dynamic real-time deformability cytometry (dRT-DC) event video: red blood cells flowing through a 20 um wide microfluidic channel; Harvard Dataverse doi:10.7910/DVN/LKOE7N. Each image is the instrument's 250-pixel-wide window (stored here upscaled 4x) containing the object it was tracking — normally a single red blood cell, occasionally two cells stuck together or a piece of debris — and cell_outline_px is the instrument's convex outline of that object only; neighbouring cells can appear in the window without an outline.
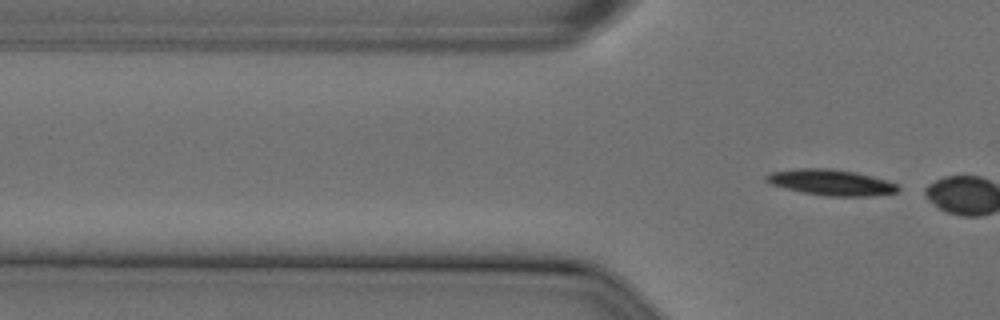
{"species": "Egyptian fruit bat (a non-hibernating species)", "species_latin": "Rousettus aegyptiacus", "temperature_condition": "cold", "stored_images_in_passage": 15, "camera_frame_rate_fps": 3000, "um_per_image_px": 0.085, "animal": {"sex": "female"}, "frame": {"image": 1, "passage_image": 15, "time_ms": 4.667, "image_size_px": [1000, 320], "cell_outline_px": [[900, 188], [896, 192], [872, 196], [828, 196], [804, 192], [784, 188], [772, 184], [764, 180], [764, 176], [772, 172], [796, 168], [828, 168], [856, 172], [888, 180], [896, 184]], "centroid_in_image_um": [70.64, 15.5], "position_along_channel_um": 55.2, "area_um2": 19.83}}